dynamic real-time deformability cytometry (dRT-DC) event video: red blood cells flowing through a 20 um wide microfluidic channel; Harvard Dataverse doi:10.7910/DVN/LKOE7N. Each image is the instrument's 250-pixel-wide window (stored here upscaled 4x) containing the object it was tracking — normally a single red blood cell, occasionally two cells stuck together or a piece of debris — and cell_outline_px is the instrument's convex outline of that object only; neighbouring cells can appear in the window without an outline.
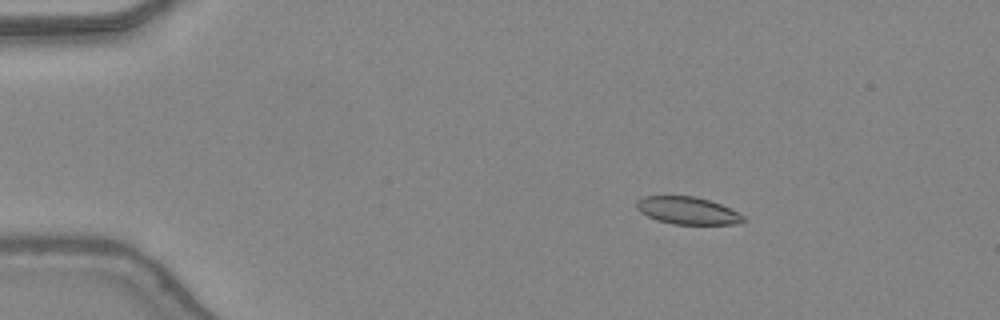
{"species": "common noctule bat (a hibernating species)", "species_latin": "Nyctalus noctula", "temperature_condition": "warm", "stored_images_in_passage": 48, "camera_frame_rate_fps": 3000, "um_per_image_px": 0.085, "animal": {"sex": "female", "body_mass_g": 24.6, "forearm_length_mm": 56.2}, "frame": {"image": 1, "passage_image": 9, "time_ms": 2.667, "image_size_px": [1000, 320], "cell_outline_px": [[744, 220], [736, 224], [672, 224], [656, 220], [640, 212], [636, 208], [636, 200], [644, 196], [696, 196], [720, 204], [744, 216]], "centroid_in_image_um": [58.38, 17.9], "position_along_channel_um": 26.6, "area_um2": 16.94}}
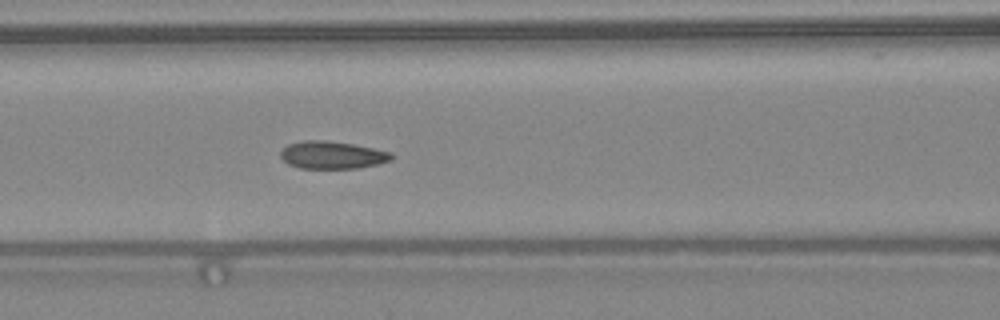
{"frame": {"image": 2, "passage_image": 22, "time_ms": 7.0, "image_size_px": [1000, 320], "cell_outline_px": [[396, 156], [392, 160], [376, 164], [356, 168], [300, 168], [288, 164], [280, 156], [280, 152], [288, 144], [304, 140], [328, 140], [352, 144], [392, 152]], "centroid_in_image_um": [28.25, 13.17], "position_along_channel_um": 138.3, "area_um2": 17.8}}
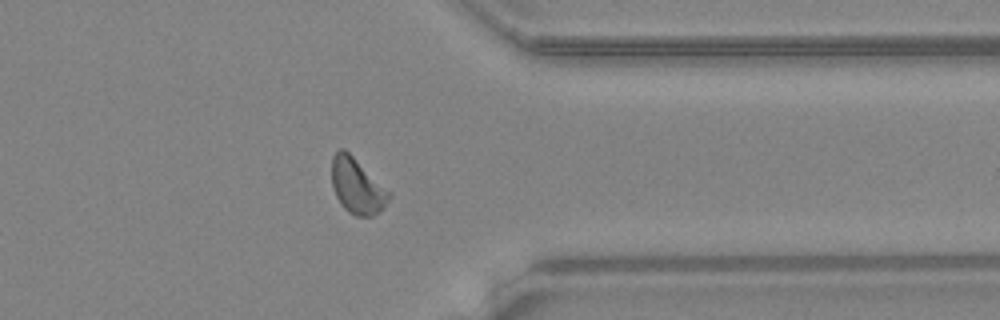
{"frame": {"image": 3, "passage_image": 39, "time_ms": 12.667, "image_size_px": [1000, 320], "cell_outline_px": [[392, 196], [384, 208], [372, 216], [356, 216], [348, 212], [340, 204], [336, 196], [332, 184], [332, 156], [340, 148], [344, 148], [392, 192]], "centroid_in_image_um": [30.38, 15.82], "position_along_channel_um": 381.0, "area_um2": 18.67}, "authors_computed_cell_mechanics": {"area_um2": 17.6001, "velocity_mm_per_s": 4.4077, "shape_relaxation_time_tau1_ms": 4.2575, "shape_relaxation_time_tau2_ms": 1.0172, "deformation_change_tau1": 0.1283, "deformation_change_tau2": 0.0669}}